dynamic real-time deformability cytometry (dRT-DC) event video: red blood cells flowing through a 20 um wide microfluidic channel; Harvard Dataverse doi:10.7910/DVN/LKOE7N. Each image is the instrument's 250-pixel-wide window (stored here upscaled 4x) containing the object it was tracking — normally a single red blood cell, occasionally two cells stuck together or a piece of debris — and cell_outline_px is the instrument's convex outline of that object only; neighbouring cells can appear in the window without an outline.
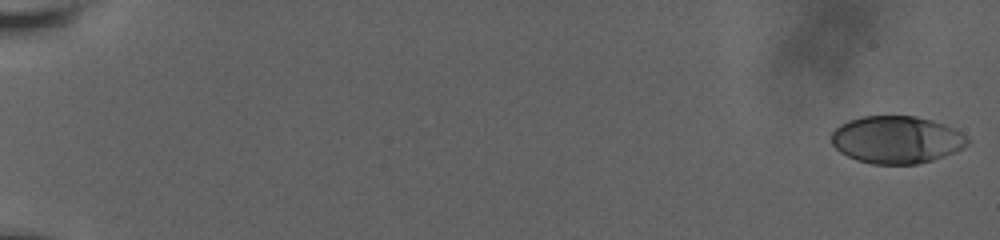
{"species": "human", "species_latin": "Homo sapiens", "temperature_condition": "room temperature", "stored_images_in_passage": 60, "camera_frame_rate_fps": 3000, "um_per_image_px": 0.085, "donor": {"sex": "male"}, "frame": {"image": 1, "passage_image": 1, "time_ms": 0.0, "image_size_px": [1000, 240], "cell_outline_px": [[972, 140], [968, 144], [944, 156], [932, 160], [916, 164], [872, 164], [856, 160], [840, 152], [832, 144], [832, 132], [840, 124], [848, 120], [864, 116], [916, 116], [932, 120], [944, 124], [960, 132]], "centroid_in_image_um": [76.19, 11.87], "position_along_channel_um": 8.8, "area_um2": 37.51}}
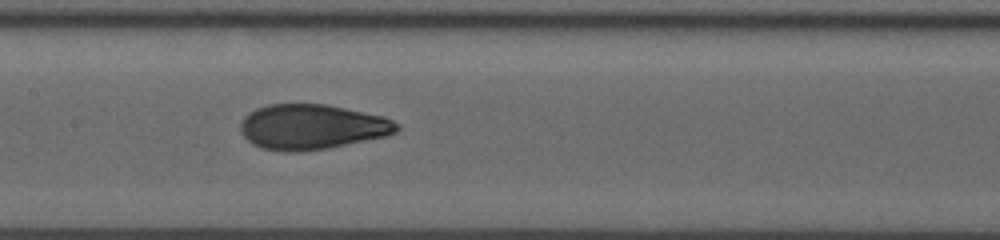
{"frame": {"image": 2, "passage_image": 33, "time_ms": 10.667, "image_size_px": [1000, 240], "cell_outline_px": [[400, 128], [396, 132], [388, 136], [328, 148], [296, 152], [284, 152], [264, 148], [252, 144], [240, 132], [240, 124], [244, 116], [256, 108], [268, 104], [328, 104], [384, 116], [400, 124]], "centroid_in_image_um": [26.53, 10.78], "position_along_channel_um": 180.9, "area_um2": 41.38}}
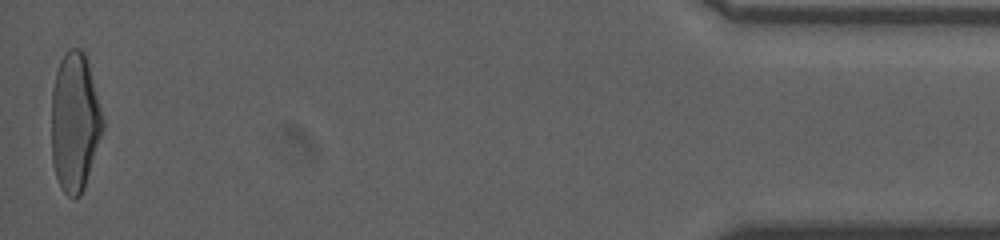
{"frame": {"image": 3, "passage_image": 60, "time_ms": 19.667, "image_size_px": [1000, 240], "cell_outline_px": [[104, 128], [84, 188], [80, 196], [72, 200], [64, 192], [56, 176], [52, 160], [52, 88], [56, 72], [60, 60], [68, 48], [80, 48], [84, 52], [88, 64], [104, 120]], "centroid_in_image_um": [6.35, 10.39], "position_along_channel_um": 428.8, "area_um2": 41.38}, "authors_computed_cell_mechanics": {"area_um2": 40.3155, "velocity_mm_per_s": 3.655, "shape_relaxation_time_tau1_ms": 7.4579, "shape_relaxation_time_tau2_ms": 1.1303, "deformation_change_tau1": 0.2414, "deformation_change_tau2": 0.0751}}